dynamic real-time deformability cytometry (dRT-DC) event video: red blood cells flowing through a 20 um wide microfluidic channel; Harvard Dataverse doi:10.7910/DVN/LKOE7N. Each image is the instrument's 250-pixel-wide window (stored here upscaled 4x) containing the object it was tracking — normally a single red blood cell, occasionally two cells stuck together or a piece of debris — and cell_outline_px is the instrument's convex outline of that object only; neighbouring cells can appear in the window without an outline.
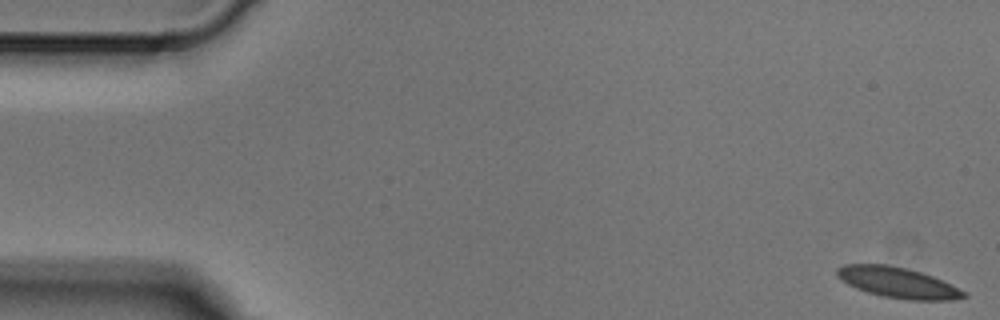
{"species": "Egyptian fruit bat (a non-hibernating species)", "species_latin": "Rousettus aegyptiacus", "temperature_condition": "cold", "stored_images_in_passage": 5, "camera_frame_rate_fps": 3000, "um_per_image_px": 0.085, "animal": {"sex": "male"}, "frame": {"image": 1, "passage_image": 1, "time_ms": 0.0, "image_size_px": [1000, 320], "cell_outline_px": [[968, 296], [952, 300], [912, 300], [880, 296], [856, 288], [840, 280], [836, 276], [836, 268], [844, 264], [884, 264], [904, 268], [920, 272], [932, 276], [968, 292]], "centroid_in_image_um": [76.3, 24.02], "position_along_channel_um": 8.7, "area_um2": 22.6}}
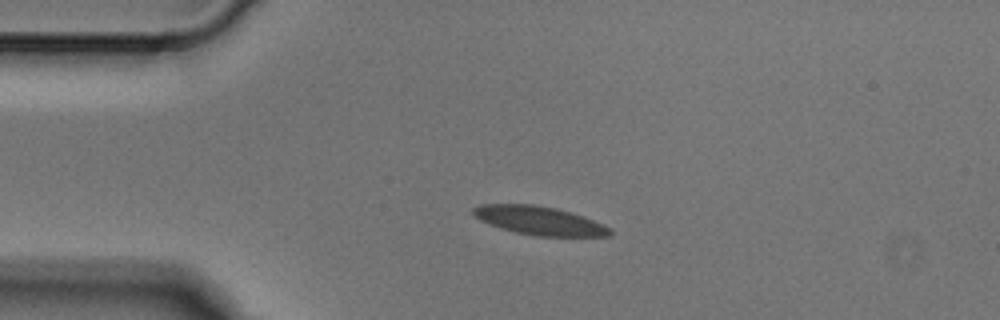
{"frame": {"image": 2, "passage_image": 4, "time_ms": 1.0, "image_size_px": [1000, 320], "cell_outline_px": [[612, 232], [608, 236], [536, 236], [516, 232], [500, 228], [480, 220], [472, 216], [472, 208], [480, 204], [532, 204], [556, 208], [584, 216], [604, 224], [612, 228]], "centroid_in_image_um": [45.84, 18.74], "position_along_channel_um": 39.2, "area_um2": 22.89}}